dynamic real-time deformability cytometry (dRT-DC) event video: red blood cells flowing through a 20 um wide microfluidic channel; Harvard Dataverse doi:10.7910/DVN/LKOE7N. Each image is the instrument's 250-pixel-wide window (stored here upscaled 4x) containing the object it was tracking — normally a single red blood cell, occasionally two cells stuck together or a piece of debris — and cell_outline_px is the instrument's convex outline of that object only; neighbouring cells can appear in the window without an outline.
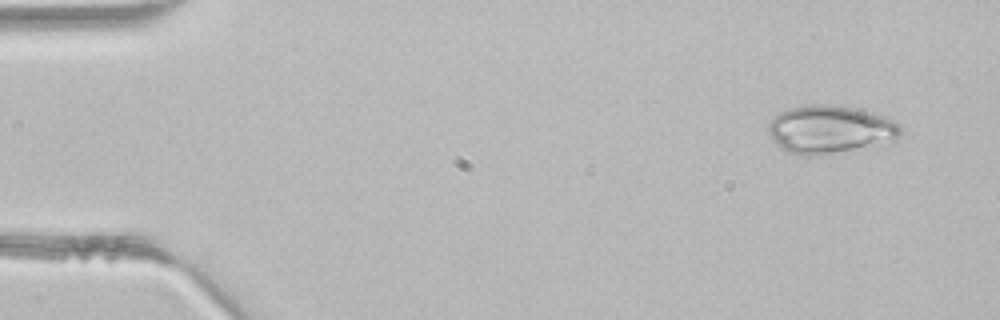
{"species": "common noctule bat (a hibernating species)", "species_latin": "Nyctalus noctula", "temperature_condition": "room temperature", "stored_images_in_passage": 3, "camera_frame_rate_fps": 3000, "um_per_image_px": 0.085, "animal": {"sex": "male", "body_mass_g": 21.5, "forearm_length_mm": 52.0}, "frame": {"image": 1, "passage_image": 1, "time_ms": 0.0, "image_size_px": [1000, 320], "cell_outline_px": [[900, 132], [896, 140], [820, 156], [804, 156], [788, 152], [780, 148], [772, 140], [768, 132], [768, 120], [780, 112], [788, 108], [812, 104], [832, 104], [852, 108], [884, 116], [900, 124]], "centroid_in_image_um": [70.48, 11.01], "position_along_channel_um": 14.5, "area_um2": 37.05}}